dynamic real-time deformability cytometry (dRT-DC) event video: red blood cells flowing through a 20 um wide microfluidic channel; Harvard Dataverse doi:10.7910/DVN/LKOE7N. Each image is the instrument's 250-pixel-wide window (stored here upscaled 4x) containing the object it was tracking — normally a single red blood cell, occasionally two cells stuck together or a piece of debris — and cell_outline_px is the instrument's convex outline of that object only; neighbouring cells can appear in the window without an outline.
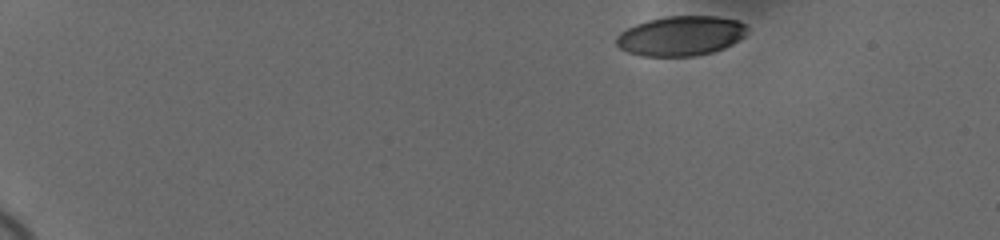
{"species": "human", "species_latin": "Homo sapiens", "temperature_condition": "cold", "stored_images_in_passage": 45, "camera_frame_rate_fps": 3000, "um_per_image_px": 0.085, "donor": {"sex": "female"}, "frame": {"image": 1, "passage_image": 1, "time_ms": 0.0, "image_size_px": [1000, 240], "cell_outline_px": [[748, 28], [744, 36], [740, 40], [724, 48], [712, 52], [696, 56], [640, 56], [628, 52], [620, 48], [616, 44], [616, 36], [620, 32], [636, 24], [648, 20], [664, 16], [716, 16], [736, 20], [744, 24]], "centroid_in_image_um": [57.86, 3.05], "position_along_channel_um": 27.1, "area_um2": 30.4}}
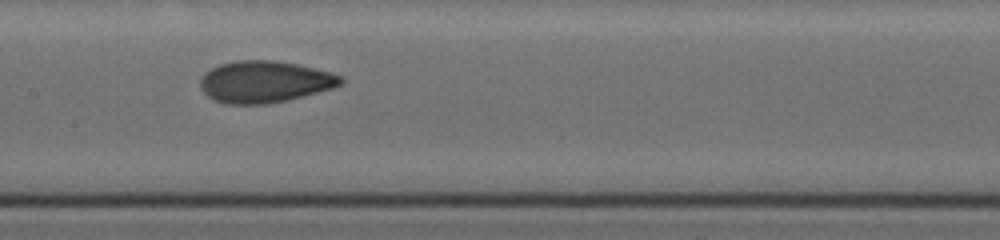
{"frame": {"image": 2, "passage_image": 24, "time_ms": 7.667, "image_size_px": [1000, 240], "cell_outline_px": [[344, 80], [340, 84], [332, 88], [288, 100], [264, 104], [224, 104], [212, 100], [200, 88], [200, 76], [204, 72], [220, 64], [236, 60], [272, 60], [296, 64], [332, 72], [340, 76]], "centroid_in_image_um": [22.44, 6.95], "position_along_channel_um": 185.0, "area_um2": 34.22}}
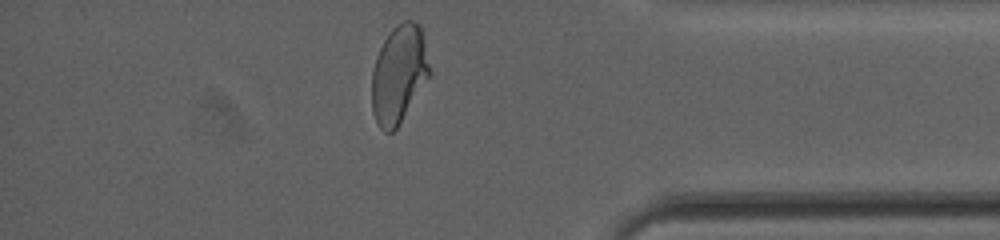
{"frame": {"image": 3, "passage_image": 43, "time_ms": 14.0, "image_size_px": [1000, 240], "cell_outline_px": [[432, 76], [396, 128], [392, 132], [384, 132], [376, 124], [372, 112], [372, 72], [376, 56], [384, 40], [392, 28], [396, 24], [404, 20], [412, 20], [420, 24], [432, 68]], "centroid_in_image_um": [33.94, 6.3], "position_along_channel_um": 401.3, "area_um2": 33.7}, "authors_computed_cell_mechanics": {"area_um2": 33.1772, "velocity_mm_per_s": 3.6746, "shape_relaxation_time_tau1_ms": 4.3976, "shape_relaxation_time_tau2_ms": 1.1712, "deformation_change_tau1": 0.1522, "deformation_change_tau2": 0.0519}}